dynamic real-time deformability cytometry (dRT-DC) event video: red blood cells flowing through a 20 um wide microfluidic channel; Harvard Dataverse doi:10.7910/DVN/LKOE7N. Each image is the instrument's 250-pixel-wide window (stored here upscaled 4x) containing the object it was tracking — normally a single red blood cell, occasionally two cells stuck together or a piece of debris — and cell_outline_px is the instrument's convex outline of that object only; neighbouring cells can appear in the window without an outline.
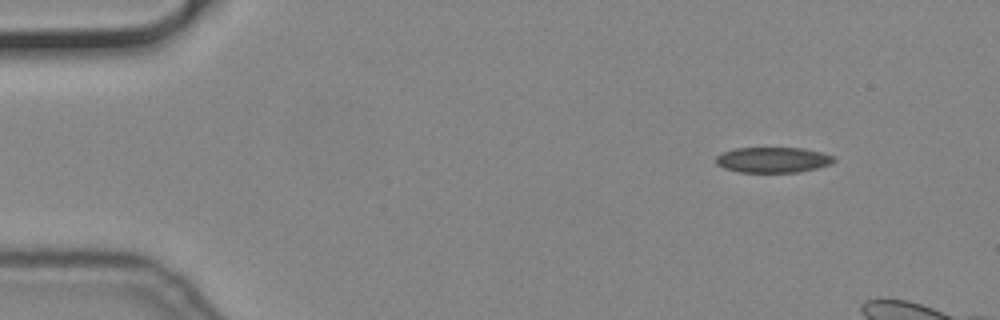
{"species": "common noctule bat (a hibernating species)", "species_latin": "Nyctalus noctula", "temperature_condition": "cold", "stored_images_in_passage": 11, "camera_frame_rate_fps": 3000, "um_per_image_px": 0.085, "animal": {"sex": "male", "body_mass_g": 19.2, "forearm_length_mm": 51.8}, "frame": {"image": 1, "passage_image": 1, "time_ms": 0.0, "image_size_px": [1000, 320], "cell_outline_px": [[836, 160], [832, 164], [800, 172], [740, 172], [724, 168], [716, 164], [716, 156], [724, 152], [736, 148], [804, 148], [820, 152], [832, 156]], "centroid_in_image_um": [65.7, 13.59], "position_along_channel_um": 19.3, "area_um2": 17.46}}